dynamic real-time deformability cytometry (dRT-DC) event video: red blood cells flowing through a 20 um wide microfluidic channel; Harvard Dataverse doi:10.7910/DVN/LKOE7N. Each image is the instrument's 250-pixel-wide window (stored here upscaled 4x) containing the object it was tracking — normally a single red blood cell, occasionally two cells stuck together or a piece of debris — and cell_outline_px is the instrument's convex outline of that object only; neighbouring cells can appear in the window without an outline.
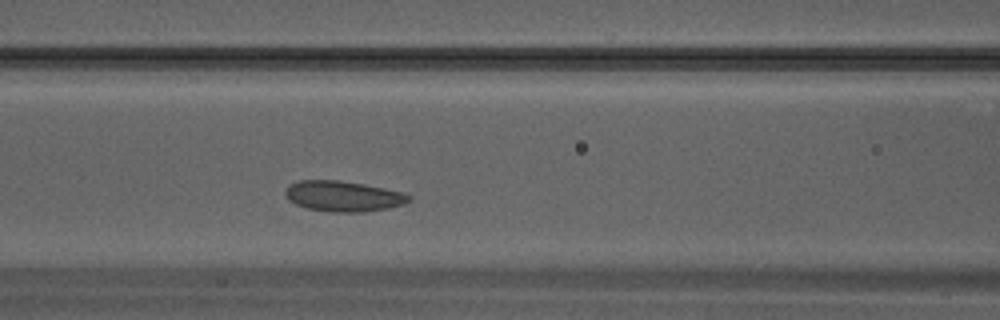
{"species": "Egyptian fruit bat (a non-hibernating species)", "species_latin": "Rousettus aegyptiacus", "temperature_condition": "warm", "stored_images_in_passage": 28, "camera_frame_rate_fps": 3000, "um_per_image_px": 0.085, "animal": {"sex": "male"}, "frame": {"image": 1, "passage_image": 9, "time_ms": 2.667, "image_size_px": [1000, 320], "cell_outline_px": [[412, 200], [404, 204], [388, 208], [364, 212], [332, 212], [308, 208], [296, 204], [288, 200], [284, 192], [292, 184], [300, 180], [336, 180], [364, 184], [384, 188], [400, 192], [412, 196]], "centroid_in_image_um": [29.2, 16.68], "position_along_channel_um": 137.4, "area_um2": 21.85}}
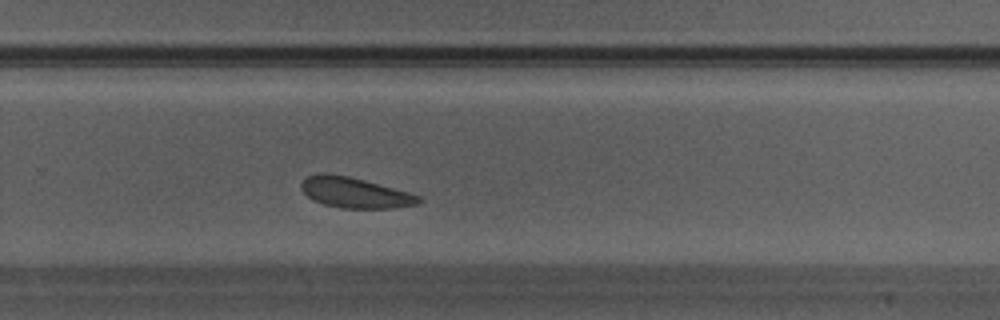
{"frame": {"image": 2, "passage_image": 17, "time_ms": 5.333, "image_size_px": [1000, 320], "cell_outline_px": [[424, 200], [420, 204], [392, 208], [340, 208], [324, 204], [312, 200], [300, 188], [300, 184], [304, 176], [320, 172], [348, 176], [364, 180], [408, 192], [420, 196]], "centroid_in_image_um": [30.14, 16.37], "position_along_channel_um": 299.7, "area_um2": 21.04}}
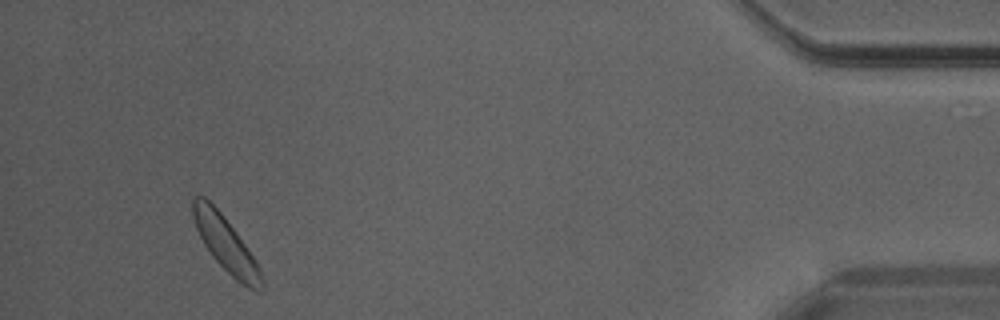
{"frame": {"image": 3, "passage_image": 26, "time_ms": 8.333, "image_size_px": [1000, 320], "cell_outline_px": [[264, 284], [260, 292], [256, 292], [240, 284], [212, 256], [204, 244], [196, 228], [192, 216], [192, 200], [196, 196], [204, 196], [224, 216], [236, 232], [256, 260], [260, 268], [264, 280]], "centroid_in_image_um": [19.22, 20.79], "position_along_channel_um": 416.0, "area_um2": 21.85}}